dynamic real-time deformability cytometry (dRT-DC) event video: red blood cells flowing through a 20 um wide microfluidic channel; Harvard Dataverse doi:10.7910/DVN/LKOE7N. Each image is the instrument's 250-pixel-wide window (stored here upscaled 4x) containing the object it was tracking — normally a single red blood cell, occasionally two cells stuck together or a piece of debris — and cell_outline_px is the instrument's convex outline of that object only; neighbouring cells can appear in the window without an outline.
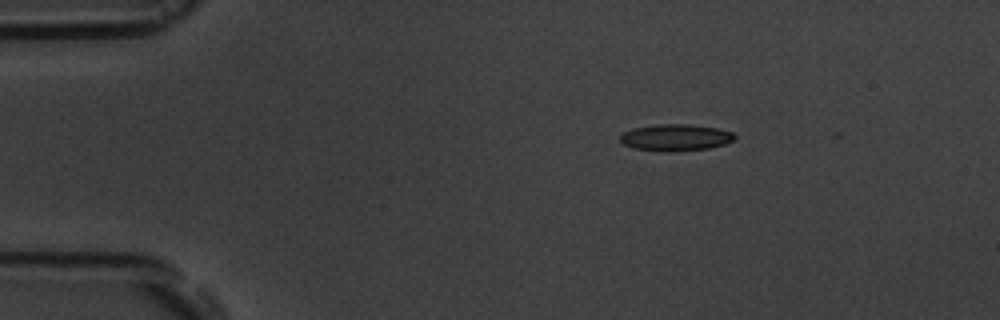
{"species": "common noctule bat (a hibernating species)", "species_latin": "Nyctalus noctula", "temperature_condition": "room temperature", "stored_images_in_passage": 3, "camera_frame_rate_fps": 3000, "um_per_image_px": 0.085, "animal": {"sex": "male", "body_mass_g": 19.5, "forearm_length_mm": 54.6}, "frame": {"image": 1, "passage_image": 1, "time_ms": 0.0, "image_size_px": [1000, 320], "cell_outline_px": [[736, 136], [732, 140], [724, 144], [708, 148], [668, 152], [632, 148], [624, 144], [620, 140], [620, 136], [624, 132], [632, 128], [660, 124], [692, 124], [716, 128], [732, 132]], "centroid_in_image_um": [57.4, 11.68], "position_along_channel_um": 27.6, "area_um2": 17.69}}